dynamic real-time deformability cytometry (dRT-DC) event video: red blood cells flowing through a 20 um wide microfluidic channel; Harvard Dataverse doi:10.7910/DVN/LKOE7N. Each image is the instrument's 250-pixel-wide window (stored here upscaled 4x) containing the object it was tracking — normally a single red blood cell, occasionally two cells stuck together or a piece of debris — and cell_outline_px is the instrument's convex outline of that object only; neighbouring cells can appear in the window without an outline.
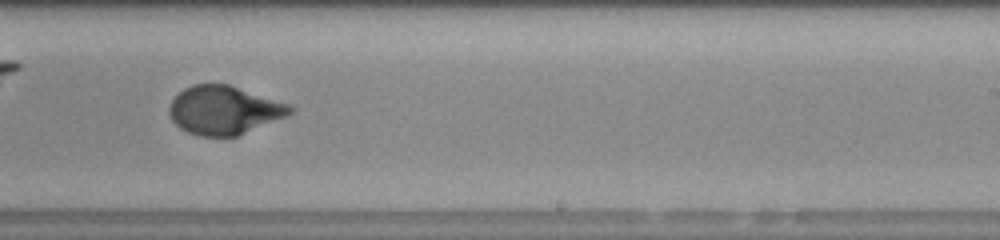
{"species": "human", "species_latin": "Homo sapiens", "temperature_condition": "room temperature", "stored_images_in_passage": 28, "camera_frame_rate_fps": 3000, "um_per_image_px": 0.085, "donor": {"sex": "male"}, "frame": {"image": 1, "passage_image": 16, "time_ms": 5.0, "image_size_px": [1000, 240], "cell_outline_px": [[296, 108], [288, 116], [236, 136], [200, 136], [188, 132], [180, 128], [172, 120], [168, 112], [168, 108], [172, 100], [184, 88], [192, 84], [228, 84], [288, 104]], "centroid_in_image_um": [19.04, 9.36], "position_along_channel_um": 270.0, "area_um2": 33.99}}